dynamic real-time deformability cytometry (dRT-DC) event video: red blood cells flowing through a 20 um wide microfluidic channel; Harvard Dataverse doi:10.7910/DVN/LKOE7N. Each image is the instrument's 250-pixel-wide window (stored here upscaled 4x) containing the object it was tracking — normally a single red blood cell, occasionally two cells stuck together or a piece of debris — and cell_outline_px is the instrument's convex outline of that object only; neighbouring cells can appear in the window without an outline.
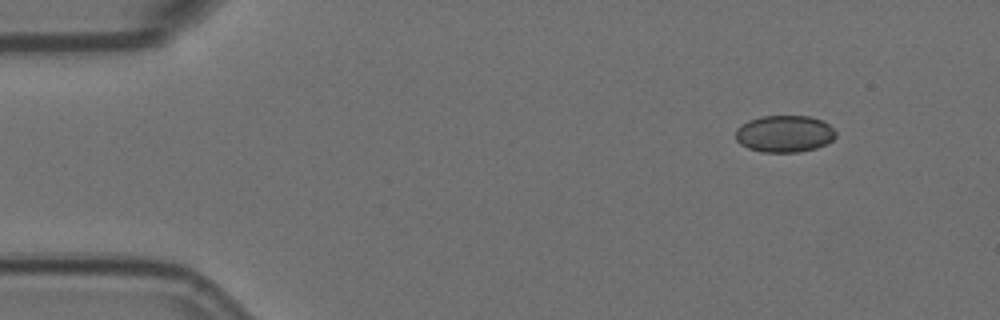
{"species": "Egyptian fruit bat (a non-hibernating species)", "species_latin": "Rousettus aegyptiacus", "temperature_condition": "room temperature", "stored_images_in_passage": 4, "camera_frame_rate_fps": 3000, "um_per_image_px": 0.085, "animal": {"sex": "female"}, "frame": {"image": 1, "passage_image": 1, "time_ms": 0.0, "image_size_px": [1000, 320], "cell_outline_px": [[836, 136], [832, 140], [816, 148], [796, 152], [764, 152], [748, 148], [740, 144], [736, 140], [736, 128], [740, 124], [748, 120], [760, 116], [812, 116], [824, 120], [836, 132]], "centroid_in_image_um": [66.67, 11.35], "position_along_channel_um": 18.3, "area_um2": 21.68}}
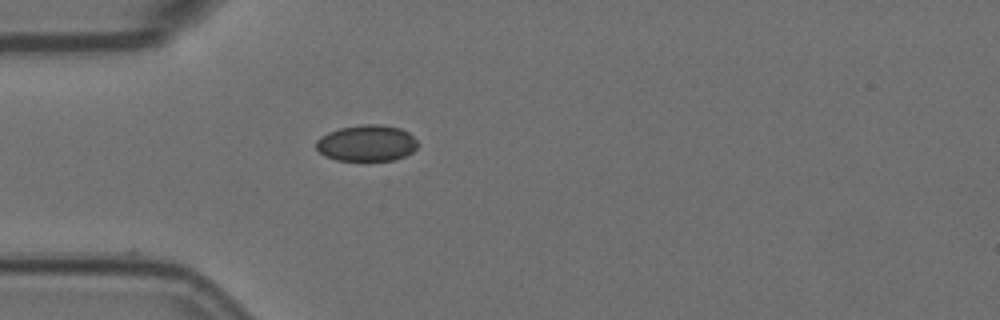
{"frame": {"image": 2, "passage_image": 4, "time_ms": 1.0, "image_size_px": [1000, 320], "cell_outline_px": [[416, 148], [412, 152], [404, 156], [392, 160], [336, 160], [324, 156], [316, 148], [316, 140], [320, 136], [328, 132], [340, 128], [364, 124], [380, 124], [400, 128], [408, 132], [416, 140]], "centroid_in_image_um": [31.14, 12.16], "position_along_channel_um": 53.9, "area_um2": 21.39}}